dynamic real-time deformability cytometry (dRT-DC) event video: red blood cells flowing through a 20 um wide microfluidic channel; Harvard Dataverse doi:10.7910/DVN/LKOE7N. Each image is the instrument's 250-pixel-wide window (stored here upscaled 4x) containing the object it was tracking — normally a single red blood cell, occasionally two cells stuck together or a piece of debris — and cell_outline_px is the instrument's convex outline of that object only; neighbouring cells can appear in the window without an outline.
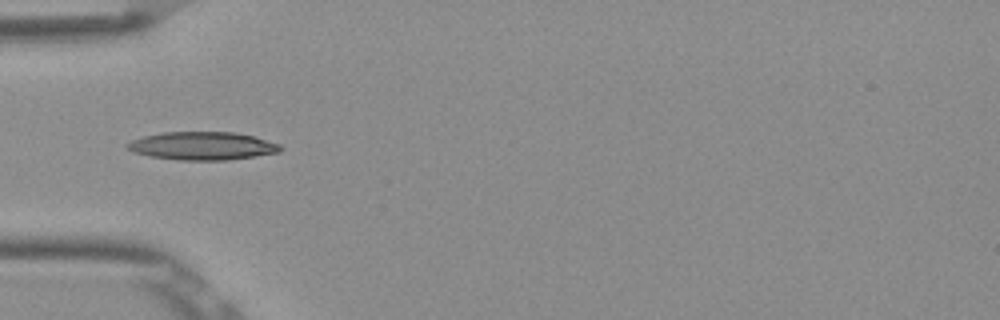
{"species": "Egyptian fruit bat (a non-hibernating species)", "species_latin": "Rousettus aegyptiacus", "temperature_condition": "room temperature", "stored_images_in_passage": 6, "camera_frame_rate_fps": 3000, "um_per_image_px": 0.085, "frame": {"image": 1, "passage_image": 5, "time_ms": 1.333, "image_size_px": [1000, 320], "cell_outline_px": [[284, 148], [280, 152], [256, 156], [228, 160], [176, 160], [148, 156], [132, 152], [124, 148], [124, 144], [132, 140], [144, 136], [164, 132], [232, 132], [252, 136], [280, 144]], "centroid_in_image_um": [17.16, 12.41], "position_along_channel_um": 67.8, "area_um2": 25.26}}
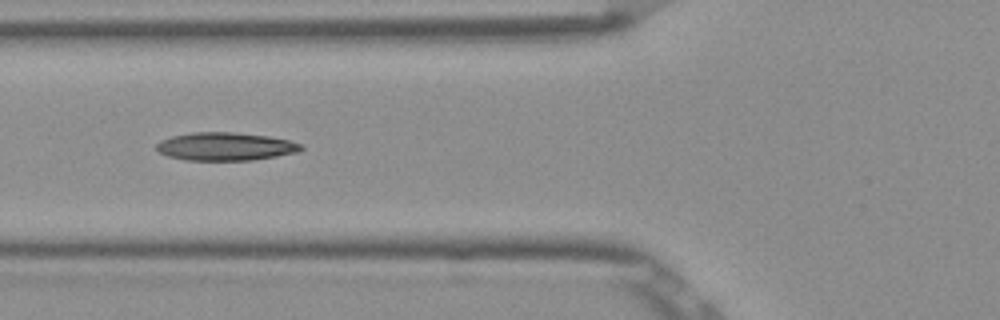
{"frame": {"image": 2, "passage_image": 6, "time_ms": 1.667, "image_size_px": [1000, 320], "cell_outline_px": [[304, 148], [296, 152], [276, 156], [252, 160], [184, 160], [168, 156], [160, 152], [156, 148], [156, 144], [160, 140], [172, 136], [192, 132], [232, 132], [268, 136], [288, 140], [304, 144]], "centroid_in_image_um": [19.15, 12.45], "position_along_channel_um": 106.6, "area_um2": 23.64}}